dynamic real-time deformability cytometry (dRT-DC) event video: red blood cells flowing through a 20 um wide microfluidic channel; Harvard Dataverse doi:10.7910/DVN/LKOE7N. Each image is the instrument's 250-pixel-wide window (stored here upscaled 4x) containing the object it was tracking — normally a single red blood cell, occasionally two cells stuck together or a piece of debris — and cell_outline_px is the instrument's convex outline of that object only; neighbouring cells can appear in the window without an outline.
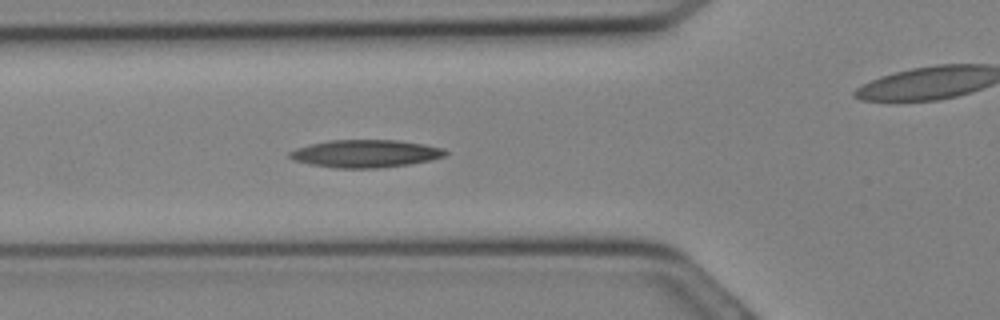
{"species": "Egyptian fruit bat (a non-hibernating species)", "species_latin": "Rousettus aegyptiacus", "temperature_condition": "cold", "stored_images_in_passage": 8, "segment_of_instrument_passage": [1, 2], "camera_frame_rate_fps": 3000, "um_per_image_px": 0.085, "animal": {"sex": "female"}, "frame": {"image": 1, "passage_image": 5, "time_ms": 1.333, "image_size_px": [1000, 320], "cell_outline_px": [[448, 152], [444, 156], [432, 160], [408, 164], [380, 168], [336, 168], [308, 164], [292, 160], [288, 156], [288, 152], [296, 148], [328, 140], [396, 140], [424, 144], [444, 148]], "centroid_in_image_um": [31.05, 13.06], "position_along_channel_um": 94.8, "area_um2": 25.2}}
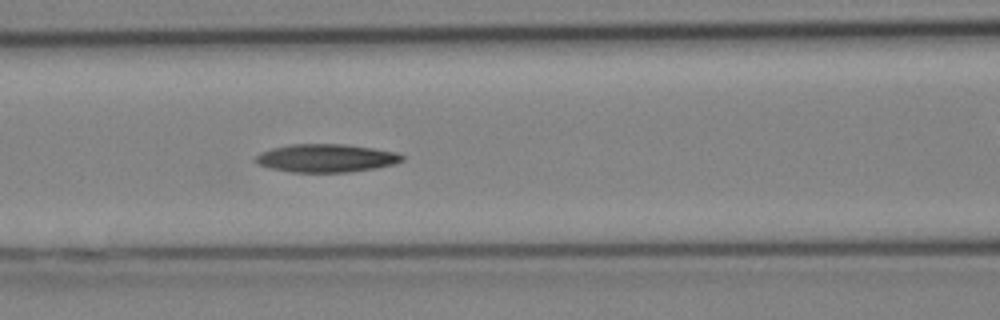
{"frame": {"image": 2, "passage_image": 7, "time_ms": 2.0, "image_size_px": [1000, 320], "cell_outline_px": [[404, 160], [396, 164], [376, 168], [348, 172], [292, 172], [268, 168], [256, 164], [256, 156], [260, 152], [272, 148], [292, 144], [344, 144], [372, 148], [396, 152], [404, 156]], "centroid_in_image_um": [27.72, 13.44], "position_along_channel_um": 138.9, "area_um2": 24.1}}